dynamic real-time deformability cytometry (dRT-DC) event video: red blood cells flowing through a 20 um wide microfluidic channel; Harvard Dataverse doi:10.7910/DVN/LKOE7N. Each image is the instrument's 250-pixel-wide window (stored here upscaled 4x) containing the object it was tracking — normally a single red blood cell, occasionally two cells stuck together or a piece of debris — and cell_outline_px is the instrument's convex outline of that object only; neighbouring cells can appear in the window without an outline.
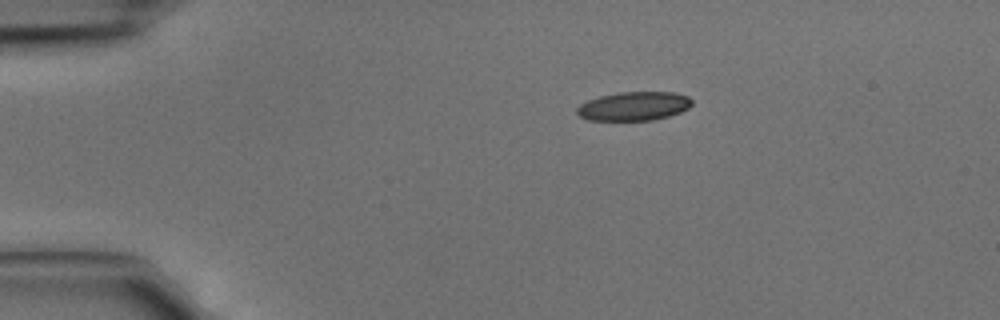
{"species": "common noctule bat (a hibernating species)", "species_latin": "Nyctalus noctula", "temperature_condition": "cold", "stored_images_in_passage": 2, "camera_frame_rate_fps": 3000, "um_per_image_px": 0.085, "animal": {"sex": "male", "body_mass_g": 15.6}, "frame": {"image": 1, "passage_image": 2, "time_ms": 0.333, "image_size_px": [1000, 320], "cell_outline_px": [[692, 104], [688, 108], [680, 112], [668, 116], [652, 120], [588, 120], [580, 116], [576, 112], [576, 108], [580, 104], [588, 100], [600, 96], [620, 92], [676, 92], [688, 96], [692, 100]], "centroid_in_image_um": [53.88, 9.02], "position_along_channel_um": 31.1, "area_um2": 19.31}}